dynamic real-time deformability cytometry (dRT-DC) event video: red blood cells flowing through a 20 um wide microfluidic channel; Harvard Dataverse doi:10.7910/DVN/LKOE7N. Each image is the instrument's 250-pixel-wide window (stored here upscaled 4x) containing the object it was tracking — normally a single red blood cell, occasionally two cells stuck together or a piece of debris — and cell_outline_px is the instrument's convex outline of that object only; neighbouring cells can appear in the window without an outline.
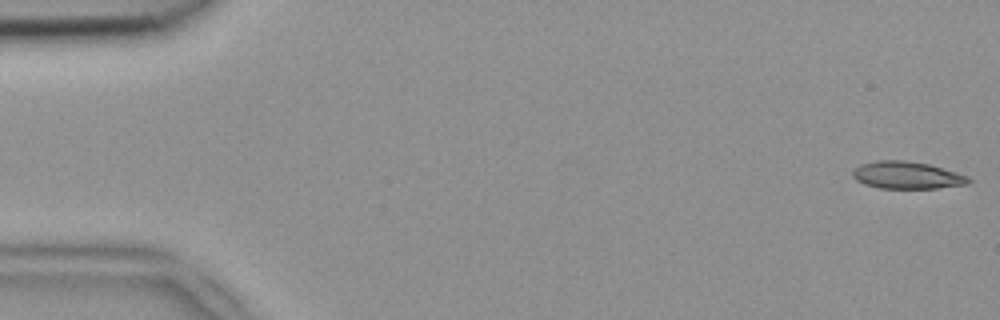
{"species": "common noctule bat (a hibernating species)", "species_latin": "Nyctalus noctula", "temperature_condition": "room temperature", "stored_images_in_passage": 51, "camera_frame_rate_fps": 3000, "um_per_image_px": 0.085, "animal": {"sex": "female", "body_mass_g": 18.4}, "frame": {"image": 1, "passage_image": 1, "time_ms": 0.0, "image_size_px": [1000, 320], "cell_outline_px": [[972, 180], [968, 184], [936, 188], [880, 188], [864, 184], [856, 180], [852, 176], [852, 168], [860, 164], [876, 160], [904, 160], [928, 164], [956, 172], [968, 176]], "centroid_in_image_um": [77.05, 14.89], "position_along_channel_um": 7.9, "area_um2": 18.5}}
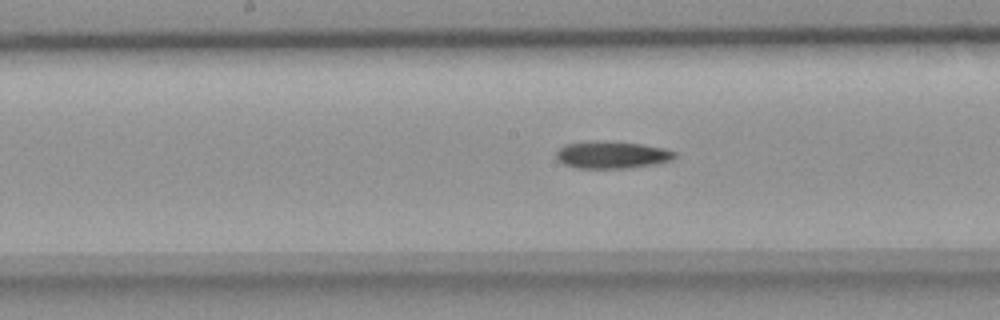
{"frame": {"image": 2, "passage_image": 26, "time_ms": 8.333, "image_size_px": [1000, 320], "cell_outline_px": [[676, 156], [672, 160], [656, 164], [624, 168], [576, 168], [564, 164], [556, 160], [556, 152], [564, 144], [596, 140], [640, 144], [664, 148], [676, 152]], "centroid_in_image_um": [51.99, 13.16], "position_along_channel_um": 196.2, "area_um2": 18.84}}
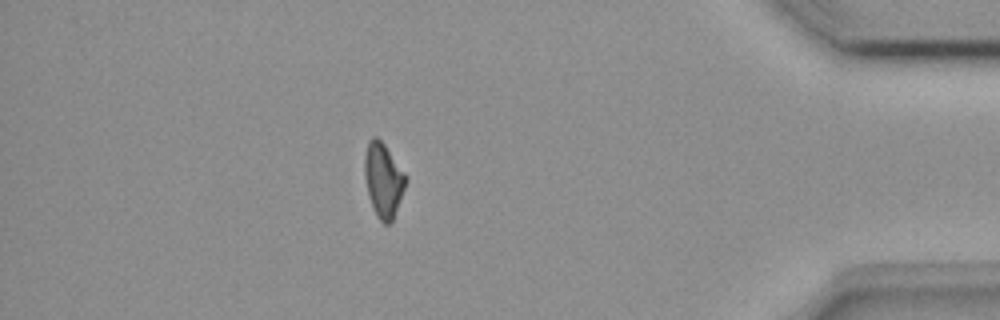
{"frame": {"image": 3, "passage_image": 45, "time_ms": 14.667, "image_size_px": [1000, 320], "cell_outline_px": [[408, 180], [392, 220], [388, 224], [384, 224], [376, 216], [372, 208], [368, 196], [364, 176], [364, 156], [368, 140], [372, 136], [376, 136], [384, 144], [408, 176]], "centroid_in_image_um": [32.57, 15.28], "position_along_channel_um": 402.6, "area_um2": 18.03}}